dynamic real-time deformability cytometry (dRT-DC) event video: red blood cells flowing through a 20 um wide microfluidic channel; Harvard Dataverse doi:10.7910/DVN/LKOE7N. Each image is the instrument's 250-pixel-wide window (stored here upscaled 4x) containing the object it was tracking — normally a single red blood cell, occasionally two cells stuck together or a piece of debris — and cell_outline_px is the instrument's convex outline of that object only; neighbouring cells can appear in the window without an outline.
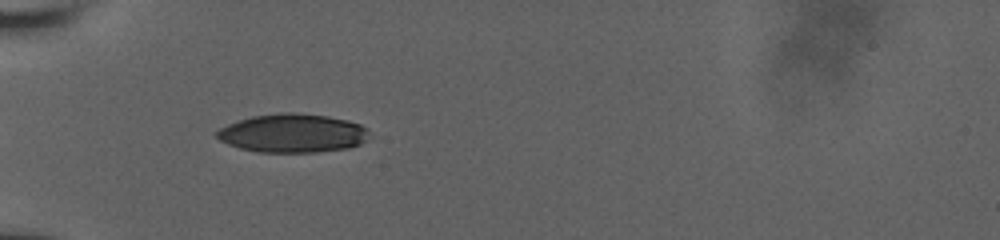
{"species": "human", "species_latin": "Homo sapiens", "temperature_condition": "room temperature", "stored_images_in_passage": 30, "camera_frame_rate_fps": 3000, "um_per_image_px": 0.085, "donor": {"sex": "male"}, "frame": {"image": 1, "passage_image": 1, "time_ms": 0.0, "image_size_px": [1000, 240], "cell_outline_px": [[368, 132], [364, 140], [360, 144], [348, 148], [316, 152], [256, 152], [240, 148], [228, 144], [220, 140], [212, 132], [228, 124], [252, 116], [280, 112], [296, 112], [328, 116], [348, 120], [360, 124]], "centroid_in_image_um": [24.82, 11.32], "position_along_channel_um": 60.2, "area_um2": 34.33}}
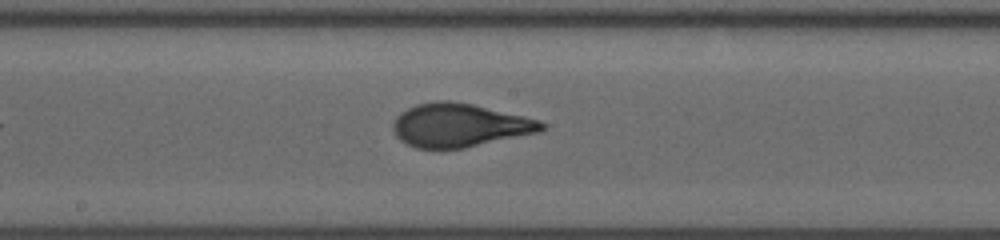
{"frame": {"image": 2, "passage_image": 12, "time_ms": 4.0, "image_size_px": [1000, 240], "cell_outline_px": [[544, 128], [540, 132], [464, 148], [416, 148], [400, 140], [396, 136], [392, 128], [392, 124], [396, 116], [400, 112], [416, 104], [436, 100], [448, 100], [472, 104], [540, 120], [544, 124]], "centroid_in_image_um": [39.02, 10.64], "position_along_channel_um": 209.2, "area_um2": 37.51}}
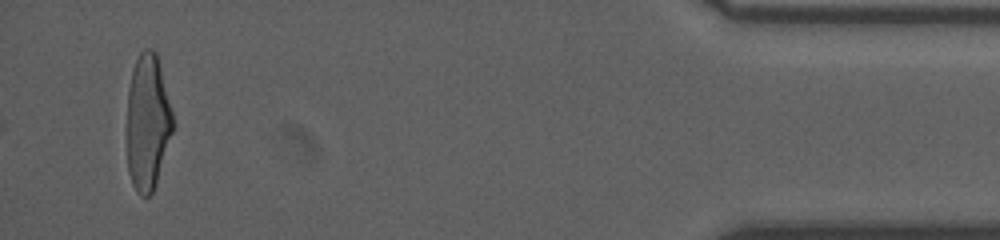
{"frame": {"image": 3, "passage_image": 30, "time_ms": 11.0, "image_size_px": [1000, 240], "cell_outline_px": [[172, 132], [156, 184], [152, 192], [148, 196], [140, 196], [136, 192], [132, 184], [128, 172], [128, 88], [132, 72], [136, 60], [140, 52], [144, 48], [152, 48], [156, 52], [172, 112]], "centroid_in_image_um": [12.54, 10.41], "position_along_channel_um": 422.7, "area_um2": 35.84}}